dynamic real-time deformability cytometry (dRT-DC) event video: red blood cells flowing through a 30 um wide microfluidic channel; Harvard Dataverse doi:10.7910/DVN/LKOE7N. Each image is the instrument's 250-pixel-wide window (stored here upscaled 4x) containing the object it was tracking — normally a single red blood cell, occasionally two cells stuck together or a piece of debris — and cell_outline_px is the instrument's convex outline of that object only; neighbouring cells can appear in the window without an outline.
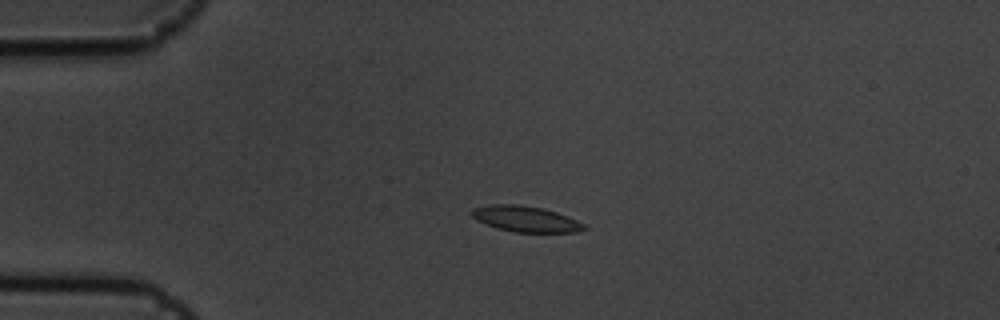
{"species": "common noctule bat (a hibernating species)", "species_latin": "Nyctalus noctula", "temperature_condition": "cold", "stored_images_in_passage": 44, "camera_frame_rate_fps": 3000, "um_per_image_px": 0.085, "animal": {"sex": "male", "body_mass_g": 19.5, "forearm_length_mm": 54.6}, "frame": {"image": 1, "passage_image": 2, "time_ms": 0.333, "image_size_px": [1000, 320], "cell_outline_px": [[588, 228], [576, 232], [512, 232], [496, 228], [484, 224], [476, 220], [468, 212], [472, 208], [492, 204], [520, 204], [544, 208], [556, 212], [576, 220], [584, 224]], "centroid_in_image_um": [44.62, 18.6], "position_along_channel_um": 40.4, "area_um2": 17.11}}
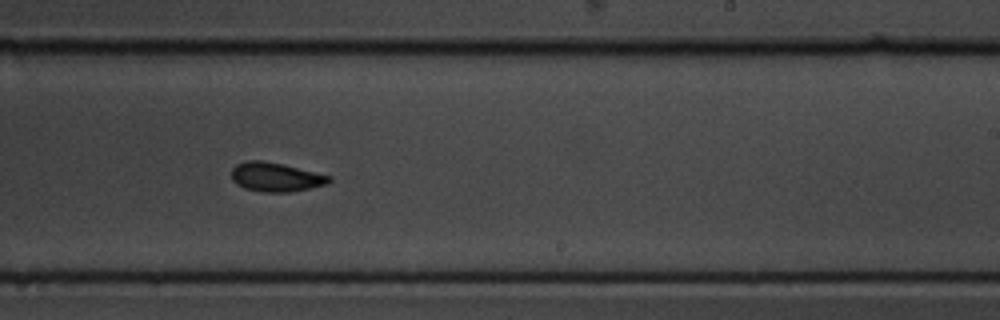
{"frame": {"image": 2, "passage_image": 23, "time_ms": 7.333, "image_size_px": [1000, 320], "cell_outline_px": [[332, 180], [328, 184], [288, 192], [264, 192], [244, 188], [236, 184], [232, 180], [232, 168], [236, 164], [244, 160], [260, 160], [284, 164], [332, 176]], "centroid_in_image_um": [23.43, 15.03], "position_along_channel_um": 265.6, "area_um2": 16.65}}
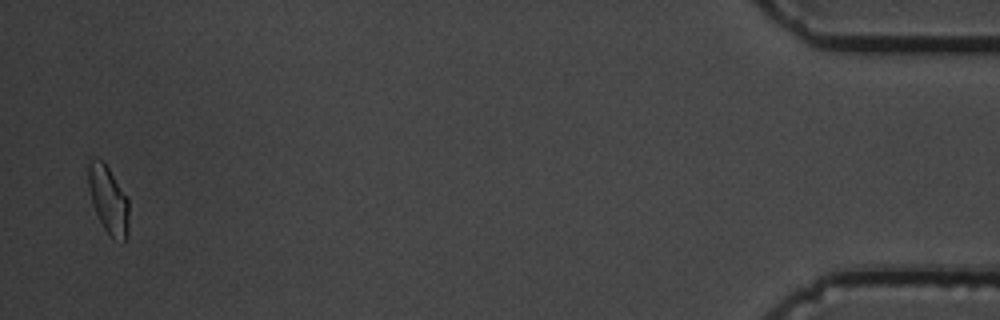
{"frame": {"image": 3, "passage_image": 43, "time_ms": 14.0, "image_size_px": [1000, 320], "cell_outline_px": [[128, 236], [124, 244], [112, 236], [104, 228], [96, 212], [92, 200], [88, 184], [88, 160], [96, 156], [104, 160], [128, 200]], "centroid_in_image_um": [9.21, 16.94], "position_along_channel_um": 426.0, "area_um2": 15.9}, "authors_computed_cell_mechanics": {"area_um2": 16.2418, "velocity_mm_per_s": 3.6549, "shape_relaxation_time_tau1_ms": 5.9906, "shape_relaxation_time_tau2_ms": 3.5251, "deformation_change_tau1": 0.1391, "deformation_change_tau2": 0.0842}}